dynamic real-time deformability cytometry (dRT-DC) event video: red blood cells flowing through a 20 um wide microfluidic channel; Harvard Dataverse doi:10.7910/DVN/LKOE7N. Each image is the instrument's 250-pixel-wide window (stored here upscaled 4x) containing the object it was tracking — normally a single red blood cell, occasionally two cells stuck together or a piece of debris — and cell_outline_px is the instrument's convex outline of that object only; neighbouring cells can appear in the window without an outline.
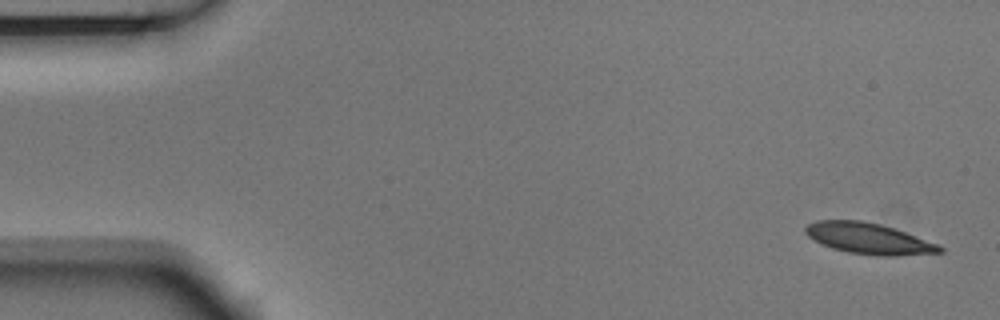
{"species": "Egyptian fruit bat (a non-hibernating species)", "species_latin": "Rousettus aegyptiacus", "temperature_condition": "room temperature", "stored_images_in_passage": 5, "camera_frame_rate_fps": 3000, "um_per_image_px": 0.085, "animal": {"sex": "male"}, "frame": {"image": 1, "passage_image": 1, "time_ms": 0.0, "image_size_px": [1000, 320], "cell_outline_px": [[944, 252], [896, 256], [876, 256], [848, 252], [832, 248], [820, 244], [808, 236], [804, 232], [804, 228], [808, 224], [816, 220], [860, 220], [880, 224], [940, 244], [944, 248]], "centroid_in_image_um": [73.83, 20.28], "position_along_channel_um": 11.2, "area_um2": 24.33}}
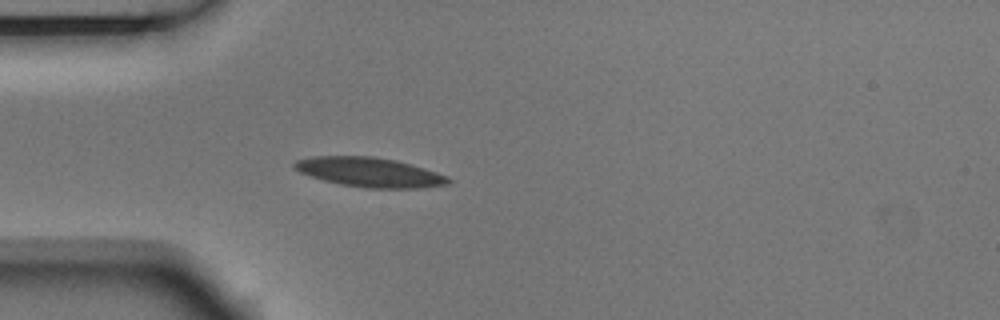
{"frame": {"image": 2, "passage_image": 5, "time_ms": 1.333, "image_size_px": [1000, 320], "cell_outline_px": [[452, 180], [448, 184], [420, 188], [364, 188], [340, 184], [324, 180], [300, 172], [292, 168], [292, 164], [296, 160], [312, 156], [372, 156], [396, 160], [436, 172], [448, 176]], "centroid_in_image_um": [31.39, 14.64], "position_along_channel_um": 53.6, "area_um2": 26.41}}